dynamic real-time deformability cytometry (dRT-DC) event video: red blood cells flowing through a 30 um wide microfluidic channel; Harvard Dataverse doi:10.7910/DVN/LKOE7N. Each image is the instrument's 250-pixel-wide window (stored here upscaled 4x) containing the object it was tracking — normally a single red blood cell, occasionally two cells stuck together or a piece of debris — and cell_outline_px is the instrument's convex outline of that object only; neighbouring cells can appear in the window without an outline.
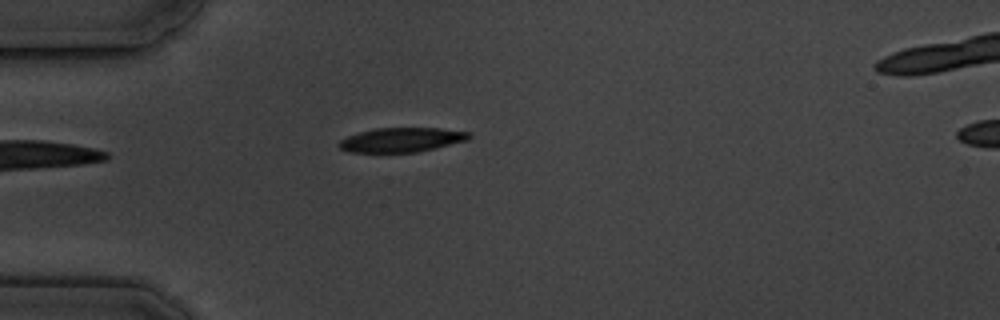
{"species": "common noctule bat (a hibernating species)", "species_latin": "Nyctalus noctula", "temperature_condition": "cold", "stored_images_in_passage": 2, "camera_frame_rate_fps": 3000, "um_per_image_px": 0.085, "animal": {"sex": "male", "body_mass_g": 19.5, "forearm_length_mm": 54.6}, "frame": {"image": 1, "passage_image": 1, "time_ms": 0.0, "image_size_px": [1000, 320], "cell_outline_px": [[472, 136], [468, 140], [416, 152], [352, 152], [340, 148], [336, 144], [340, 140], [348, 136], [360, 132], [376, 128], [440, 128], [468, 132]], "centroid_in_image_um": [34.12, 11.88], "position_along_channel_um": 50.9, "area_um2": 18.26}}